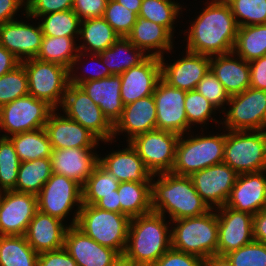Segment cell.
Listing matches in <instances>:
<instances>
[{
	"label": "cell",
	"mask_w": 266,
	"mask_h": 266,
	"mask_svg": "<svg viewBox=\"0 0 266 266\" xmlns=\"http://www.w3.org/2000/svg\"><path fill=\"white\" fill-rule=\"evenodd\" d=\"M203 5L201 12L188 20L187 29L178 31L184 36V47L180 48L210 57L233 52L238 25L229 4L225 0H205Z\"/></svg>",
	"instance_id": "cell-1"
},
{
	"label": "cell",
	"mask_w": 266,
	"mask_h": 266,
	"mask_svg": "<svg viewBox=\"0 0 266 266\" xmlns=\"http://www.w3.org/2000/svg\"><path fill=\"white\" fill-rule=\"evenodd\" d=\"M151 209L170 221L198 217L211 210L197 193L190 176L171 172L152 175Z\"/></svg>",
	"instance_id": "cell-2"
},
{
	"label": "cell",
	"mask_w": 266,
	"mask_h": 266,
	"mask_svg": "<svg viewBox=\"0 0 266 266\" xmlns=\"http://www.w3.org/2000/svg\"><path fill=\"white\" fill-rule=\"evenodd\" d=\"M171 248V221L150 212L131 218L123 256L140 266H152Z\"/></svg>",
	"instance_id": "cell-3"
},
{
	"label": "cell",
	"mask_w": 266,
	"mask_h": 266,
	"mask_svg": "<svg viewBox=\"0 0 266 266\" xmlns=\"http://www.w3.org/2000/svg\"><path fill=\"white\" fill-rule=\"evenodd\" d=\"M215 129L220 131L214 132L212 128L210 132L207 129H200L198 132L197 129H194L180 135L171 173L191 176L199 170L222 163L226 130L220 127Z\"/></svg>",
	"instance_id": "cell-4"
},
{
	"label": "cell",
	"mask_w": 266,
	"mask_h": 266,
	"mask_svg": "<svg viewBox=\"0 0 266 266\" xmlns=\"http://www.w3.org/2000/svg\"><path fill=\"white\" fill-rule=\"evenodd\" d=\"M218 216L216 209L198 217L171 221V247L203 260L217 255Z\"/></svg>",
	"instance_id": "cell-5"
},
{
	"label": "cell",
	"mask_w": 266,
	"mask_h": 266,
	"mask_svg": "<svg viewBox=\"0 0 266 266\" xmlns=\"http://www.w3.org/2000/svg\"><path fill=\"white\" fill-rule=\"evenodd\" d=\"M130 221L131 218L125 214L82 204L75 226L97 243L112 248L123 256Z\"/></svg>",
	"instance_id": "cell-6"
},
{
	"label": "cell",
	"mask_w": 266,
	"mask_h": 266,
	"mask_svg": "<svg viewBox=\"0 0 266 266\" xmlns=\"http://www.w3.org/2000/svg\"><path fill=\"white\" fill-rule=\"evenodd\" d=\"M82 190L77 181L53 173L37 194L38 210L62 220L68 226H75L83 204Z\"/></svg>",
	"instance_id": "cell-7"
},
{
	"label": "cell",
	"mask_w": 266,
	"mask_h": 266,
	"mask_svg": "<svg viewBox=\"0 0 266 266\" xmlns=\"http://www.w3.org/2000/svg\"><path fill=\"white\" fill-rule=\"evenodd\" d=\"M223 162L237 174L266 170V130H226Z\"/></svg>",
	"instance_id": "cell-8"
},
{
	"label": "cell",
	"mask_w": 266,
	"mask_h": 266,
	"mask_svg": "<svg viewBox=\"0 0 266 266\" xmlns=\"http://www.w3.org/2000/svg\"><path fill=\"white\" fill-rule=\"evenodd\" d=\"M221 117L220 125L225 130H266V90L249 87L230 96Z\"/></svg>",
	"instance_id": "cell-9"
},
{
	"label": "cell",
	"mask_w": 266,
	"mask_h": 266,
	"mask_svg": "<svg viewBox=\"0 0 266 266\" xmlns=\"http://www.w3.org/2000/svg\"><path fill=\"white\" fill-rule=\"evenodd\" d=\"M28 76L29 94L59 109L69 84V69L36 58L21 62Z\"/></svg>",
	"instance_id": "cell-10"
},
{
	"label": "cell",
	"mask_w": 266,
	"mask_h": 266,
	"mask_svg": "<svg viewBox=\"0 0 266 266\" xmlns=\"http://www.w3.org/2000/svg\"><path fill=\"white\" fill-rule=\"evenodd\" d=\"M55 109L28 94L0 107V136L10 137L45 127Z\"/></svg>",
	"instance_id": "cell-11"
},
{
	"label": "cell",
	"mask_w": 266,
	"mask_h": 266,
	"mask_svg": "<svg viewBox=\"0 0 266 266\" xmlns=\"http://www.w3.org/2000/svg\"><path fill=\"white\" fill-rule=\"evenodd\" d=\"M58 110L63 112L67 118L88 129L104 145L115 143L112 141L113 125L80 86L68 84L64 100Z\"/></svg>",
	"instance_id": "cell-12"
},
{
	"label": "cell",
	"mask_w": 266,
	"mask_h": 266,
	"mask_svg": "<svg viewBox=\"0 0 266 266\" xmlns=\"http://www.w3.org/2000/svg\"><path fill=\"white\" fill-rule=\"evenodd\" d=\"M180 135L154 129L139 134L129 141L143 160L145 167L153 174L171 172Z\"/></svg>",
	"instance_id": "cell-13"
},
{
	"label": "cell",
	"mask_w": 266,
	"mask_h": 266,
	"mask_svg": "<svg viewBox=\"0 0 266 266\" xmlns=\"http://www.w3.org/2000/svg\"><path fill=\"white\" fill-rule=\"evenodd\" d=\"M176 51L177 49H173L165 56L160 57L161 79L169 86L177 89L195 90L197 84L210 69V56L182 49L181 55L180 53L178 55L179 57L175 59V56H172L174 59L170 60V56ZM165 57H169V60L168 58L166 60Z\"/></svg>",
	"instance_id": "cell-14"
},
{
	"label": "cell",
	"mask_w": 266,
	"mask_h": 266,
	"mask_svg": "<svg viewBox=\"0 0 266 266\" xmlns=\"http://www.w3.org/2000/svg\"><path fill=\"white\" fill-rule=\"evenodd\" d=\"M186 91L169 86L160 79L154 90L156 129L178 135L193 129L189 126L184 108Z\"/></svg>",
	"instance_id": "cell-15"
},
{
	"label": "cell",
	"mask_w": 266,
	"mask_h": 266,
	"mask_svg": "<svg viewBox=\"0 0 266 266\" xmlns=\"http://www.w3.org/2000/svg\"><path fill=\"white\" fill-rule=\"evenodd\" d=\"M43 37L44 35L37 19L27 14L21 20L16 19L0 26V46L11 52L21 62L36 58Z\"/></svg>",
	"instance_id": "cell-16"
},
{
	"label": "cell",
	"mask_w": 266,
	"mask_h": 266,
	"mask_svg": "<svg viewBox=\"0 0 266 266\" xmlns=\"http://www.w3.org/2000/svg\"><path fill=\"white\" fill-rule=\"evenodd\" d=\"M238 174L222 162L193 173L194 188L210 209L223 207L235 185Z\"/></svg>",
	"instance_id": "cell-17"
},
{
	"label": "cell",
	"mask_w": 266,
	"mask_h": 266,
	"mask_svg": "<svg viewBox=\"0 0 266 266\" xmlns=\"http://www.w3.org/2000/svg\"><path fill=\"white\" fill-rule=\"evenodd\" d=\"M37 211V195L0 192V235H25Z\"/></svg>",
	"instance_id": "cell-18"
},
{
	"label": "cell",
	"mask_w": 266,
	"mask_h": 266,
	"mask_svg": "<svg viewBox=\"0 0 266 266\" xmlns=\"http://www.w3.org/2000/svg\"><path fill=\"white\" fill-rule=\"evenodd\" d=\"M218 216L217 255L238 250L254 240L253 215L224 205L216 209Z\"/></svg>",
	"instance_id": "cell-19"
},
{
	"label": "cell",
	"mask_w": 266,
	"mask_h": 266,
	"mask_svg": "<svg viewBox=\"0 0 266 266\" xmlns=\"http://www.w3.org/2000/svg\"><path fill=\"white\" fill-rule=\"evenodd\" d=\"M52 149L100 148L102 142L80 123L55 109L45 124ZM101 143V145H100Z\"/></svg>",
	"instance_id": "cell-20"
},
{
	"label": "cell",
	"mask_w": 266,
	"mask_h": 266,
	"mask_svg": "<svg viewBox=\"0 0 266 266\" xmlns=\"http://www.w3.org/2000/svg\"><path fill=\"white\" fill-rule=\"evenodd\" d=\"M127 144V145H125ZM111 149L104 155L99 153V164L117 181L121 182H138L141 184H151L152 173L145 167L143 160L138 156L137 151L129 142L122 144L124 148ZM120 148V149H119Z\"/></svg>",
	"instance_id": "cell-21"
},
{
	"label": "cell",
	"mask_w": 266,
	"mask_h": 266,
	"mask_svg": "<svg viewBox=\"0 0 266 266\" xmlns=\"http://www.w3.org/2000/svg\"><path fill=\"white\" fill-rule=\"evenodd\" d=\"M120 76V92L124 105L153 95L161 79L160 58L147 56L140 64L124 71Z\"/></svg>",
	"instance_id": "cell-22"
},
{
	"label": "cell",
	"mask_w": 266,
	"mask_h": 266,
	"mask_svg": "<svg viewBox=\"0 0 266 266\" xmlns=\"http://www.w3.org/2000/svg\"><path fill=\"white\" fill-rule=\"evenodd\" d=\"M64 249L77 266H112L121 256L116 250L97 243L76 226L67 228Z\"/></svg>",
	"instance_id": "cell-23"
},
{
	"label": "cell",
	"mask_w": 266,
	"mask_h": 266,
	"mask_svg": "<svg viewBox=\"0 0 266 266\" xmlns=\"http://www.w3.org/2000/svg\"><path fill=\"white\" fill-rule=\"evenodd\" d=\"M225 205L253 216L266 209V170L238 174Z\"/></svg>",
	"instance_id": "cell-24"
},
{
	"label": "cell",
	"mask_w": 266,
	"mask_h": 266,
	"mask_svg": "<svg viewBox=\"0 0 266 266\" xmlns=\"http://www.w3.org/2000/svg\"><path fill=\"white\" fill-rule=\"evenodd\" d=\"M154 129H156V105L154 96L150 95L124 105L121 118L113 126L112 141L117 142L123 135L126 138V141H123L127 143L135 136Z\"/></svg>",
	"instance_id": "cell-25"
},
{
	"label": "cell",
	"mask_w": 266,
	"mask_h": 266,
	"mask_svg": "<svg viewBox=\"0 0 266 266\" xmlns=\"http://www.w3.org/2000/svg\"><path fill=\"white\" fill-rule=\"evenodd\" d=\"M98 148L52 149L53 173L64 175L84 185L99 163Z\"/></svg>",
	"instance_id": "cell-26"
},
{
	"label": "cell",
	"mask_w": 266,
	"mask_h": 266,
	"mask_svg": "<svg viewBox=\"0 0 266 266\" xmlns=\"http://www.w3.org/2000/svg\"><path fill=\"white\" fill-rule=\"evenodd\" d=\"M69 226L62 220L42 213L39 210L28 225L25 238L39 254L64 247V238Z\"/></svg>",
	"instance_id": "cell-27"
},
{
	"label": "cell",
	"mask_w": 266,
	"mask_h": 266,
	"mask_svg": "<svg viewBox=\"0 0 266 266\" xmlns=\"http://www.w3.org/2000/svg\"><path fill=\"white\" fill-rule=\"evenodd\" d=\"M210 70L222 83L229 96L242 93L250 87L249 62L234 51L210 57Z\"/></svg>",
	"instance_id": "cell-28"
},
{
	"label": "cell",
	"mask_w": 266,
	"mask_h": 266,
	"mask_svg": "<svg viewBox=\"0 0 266 266\" xmlns=\"http://www.w3.org/2000/svg\"><path fill=\"white\" fill-rule=\"evenodd\" d=\"M147 56L162 57L175 48V38L164 26L141 17L137 18L126 37Z\"/></svg>",
	"instance_id": "cell-29"
},
{
	"label": "cell",
	"mask_w": 266,
	"mask_h": 266,
	"mask_svg": "<svg viewBox=\"0 0 266 266\" xmlns=\"http://www.w3.org/2000/svg\"><path fill=\"white\" fill-rule=\"evenodd\" d=\"M100 107L104 116L114 126L121 118L124 104L121 98V76L111 75L99 80L87 81L79 85Z\"/></svg>",
	"instance_id": "cell-30"
},
{
	"label": "cell",
	"mask_w": 266,
	"mask_h": 266,
	"mask_svg": "<svg viewBox=\"0 0 266 266\" xmlns=\"http://www.w3.org/2000/svg\"><path fill=\"white\" fill-rule=\"evenodd\" d=\"M119 37L103 17L84 19L80 22L78 50L100 54L112 46Z\"/></svg>",
	"instance_id": "cell-31"
},
{
	"label": "cell",
	"mask_w": 266,
	"mask_h": 266,
	"mask_svg": "<svg viewBox=\"0 0 266 266\" xmlns=\"http://www.w3.org/2000/svg\"><path fill=\"white\" fill-rule=\"evenodd\" d=\"M101 60L111 75H120L124 71L140 64L147 55L126 37L118 40L100 53Z\"/></svg>",
	"instance_id": "cell-32"
},
{
	"label": "cell",
	"mask_w": 266,
	"mask_h": 266,
	"mask_svg": "<svg viewBox=\"0 0 266 266\" xmlns=\"http://www.w3.org/2000/svg\"><path fill=\"white\" fill-rule=\"evenodd\" d=\"M183 6L177 0H142L138 17L164 26L176 38L175 28L181 16L184 18L182 14L187 8V5Z\"/></svg>",
	"instance_id": "cell-33"
},
{
	"label": "cell",
	"mask_w": 266,
	"mask_h": 266,
	"mask_svg": "<svg viewBox=\"0 0 266 266\" xmlns=\"http://www.w3.org/2000/svg\"><path fill=\"white\" fill-rule=\"evenodd\" d=\"M120 202V214L130 218L152 212L151 184L121 182L117 190Z\"/></svg>",
	"instance_id": "cell-34"
},
{
	"label": "cell",
	"mask_w": 266,
	"mask_h": 266,
	"mask_svg": "<svg viewBox=\"0 0 266 266\" xmlns=\"http://www.w3.org/2000/svg\"><path fill=\"white\" fill-rule=\"evenodd\" d=\"M21 162L50 158L52 147L45 128L8 137Z\"/></svg>",
	"instance_id": "cell-35"
},
{
	"label": "cell",
	"mask_w": 266,
	"mask_h": 266,
	"mask_svg": "<svg viewBox=\"0 0 266 266\" xmlns=\"http://www.w3.org/2000/svg\"><path fill=\"white\" fill-rule=\"evenodd\" d=\"M0 266H38V253L24 235H0Z\"/></svg>",
	"instance_id": "cell-36"
},
{
	"label": "cell",
	"mask_w": 266,
	"mask_h": 266,
	"mask_svg": "<svg viewBox=\"0 0 266 266\" xmlns=\"http://www.w3.org/2000/svg\"><path fill=\"white\" fill-rule=\"evenodd\" d=\"M52 174L51 158L21 162L13 191L37 195Z\"/></svg>",
	"instance_id": "cell-37"
},
{
	"label": "cell",
	"mask_w": 266,
	"mask_h": 266,
	"mask_svg": "<svg viewBox=\"0 0 266 266\" xmlns=\"http://www.w3.org/2000/svg\"><path fill=\"white\" fill-rule=\"evenodd\" d=\"M184 108L186 111L188 124L191 128L195 129L198 127L197 130L198 129L209 130L208 124L210 122H211L210 124H212L210 126L212 127L214 126V128L220 127L221 112H219V110L208 99L202 96L196 89L186 91ZM218 113L219 115H217Z\"/></svg>",
	"instance_id": "cell-38"
},
{
	"label": "cell",
	"mask_w": 266,
	"mask_h": 266,
	"mask_svg": "<svg viewBox=\"0 0 266 266\" xmlns=\"http://www.w3.org/2000/svg\"><path fill=\"white\" fill-rule=\"evenodd\" d=\"M78 38L44 36L36 59L71 68L78 50Z\"/></svg>",
	"instance_id": "cell-39"
},
{
	"label": "cell",
	"mask_w": 266,
	"mask_h": 266,
	"mask_svg": "<svg viewBox=\"0 0 266 266\" xmlns=\"http://www.w3.org/2000/svg\"><path fill=\"white\" fill-rule=\"evenodd\" d=\"M233 51L247 62L266 55V24L238 27Z\"/></svg>",
	"instance_id": "cell-40"
},
{
	"label": "cell",
	"mask_w": 266,
	"mask_h": 266,
	"mask_svg": "<svg viewBox=\"0 0 266 266\" xmlns=\"http://www.w3.org/2000/svg\"><path fill=\"white\" fill-rule=\"evenodd\" d=\"M90 62H92L91 65ZM108 76H111L108 68L102 62L101 55L96 53L79 51L69 69V83L75 86H79L87 81L103 79Z\"/></svg>",
	"instance_id": "cell-41"
},
{
	"label": "cell",
	"mask_w": 266,
	"mask_h": 266,
	"mask_svg": "<svg viewBox=\"0 0 266 266\" xmlns=\"http://www.w3.org/2000/svg\"><path fill=\"white\" fill-rule=\"evenodd\" d=\"M37 20L44 36L79 38L81 20L72 9L42 15Z\"/></svg>",
	"instance_id": "cell-42"
},
{
	"label": "cell",
	"mask_w": 266,
	"mask_h": 266,
	"mask_svg": "<svg viewBox=\"0 0 266 266\" xmlns=\"http://www.w3.org/2000/svg\"><path fill=\"white\" fill-rule=\"evenodd\" d=\"M119 183L112 174L98 163L82 186L83 204L94 205L105 195L114 194V191L118 190Z\"/></svg>",
	"instance_id": "cell-43"
},
{
	"label": "cell",
	"mask_w": 266,
	"mask_h": 266,
	"mask_svg": "<svg viewBox=\"0 0 266 266\" xmlns=\"http://www.w3.org/2000/svg\"><path fill=\"white\" fill-rule=\"evenodd\" d=\"M20 163L11 140L0 136V192L15 189Z\"/></svg>",
	"instance_id": "cell-44"
},
{
	"label": "cell",
	"mask_w": 266,
	"mask_h": 266,
	"mask_svg": "<svg viewBox=\"0 0 266 266\" xmlns=\"http://www.w3.org/2000/svg\"><path fill=\"white\" fill-rule=\"evenodd\" d=\"M240 26L266 24V0H225Z\"/></svg>",
	"instance_id": "cell-45"
},
{
	"label": "cell",
	"mask_w": 266,
	"mask_h": 266,
	"mask_svg": "<svg viewBox=\"0 0 266 266\" xmlns=\"http://www.w3.org/2000/svg\"><path fill=\"white\" fill-rule=\"evenodd\" d=\"M28 94V76L22 64L0 76V107Z\"/></svg>",
	"instance_id": "cell-46"
},
{
	"label": "cell",
	"mask_w": 266,
	"mask_h": 266,
	"mask_svg": "<svg viewBox=\"0 0 266 266\" xmlns=\"http://www.w3.org/2000/svg\"><path fill=\"white\" fill-rule=\"evenodd\" d=\"M103 18L120 37H127L137 21L138 15L116 0H108Z\"/></svg>",
	"instance_id": "cell-47"
},
{
	"label": "cell",
	"mask_w": 266,
	"mask_h": 266,
	"mask_svg": "<svg viewBox=\"0 0 266 266\" xmlns=\"http://www.w3.org/2000/svg\"><path fill=\"white\" fill-rule=\"evenodd\" d=\"M225 257L232 266H266V244L253 240Z\"/></svg>",
	"instance_id": "cell-48"
},
{
	"label": "cell",
	"mask_w": 266,
	"mask_h": 266,
	"mask_svg": "<svg viewBox=\"0 0 266 266\" xmlns=\"http://www.w3.org/2000/svg\"><path fill=\"white\" fill-rule=\"evenodd\" d=\"M196 90L208 99L219 112H222L229 102L230 96L226 93L222 83L210 69L197 84Z\"/></svg>",
	"instance_id": "cell-49"
},
{
	"label": "cell",
	"mask_w": 266,
	"mask_h": 266,
	"mask_svg": "<svg viewBox=\"0 0 266 266\" xmlns=\"http://www.w3.org/2000/svg\"><path fill=\"white\" fill-rule=\"evenodd\" d=\"M74 0H26V14L34 19L53 12L71 10Z\"/></svg>",
	"instance_id": "cell-50"
},
{
	"label": "cell",
	"mask_w": 266,
	"mask_h": 266,
	"mask_svg": "<svg viewBox=\"0 0 266 266\" xmlns=\"http://www.w3.org/2000/svg\"><path fill=\"white\" fill-rule=\"evenodd\" d=\"M202 264V258L171 247L152 266H202Z\"/></svg>",
	"instance_id": "cell-51"
},
{
	"label": "cell",
	"mask_w": 266,
	"mask_h": 266,
	"mask_svg": "<svg viewBox=\"0 0 266 266\" xmlns=\"http://www.w3.org/2000/svg\"><path fill=\"white\" fill-rule=\"evenodd\" d=\"M108 0H74L73 12L80 20L103 17Z\"/></svg>",
	"instance_id": "cell-52"
},
{
	"label": "cell",
	"mask_w": 266,
	"mask_h": 266,
	"mask_svg": "<svg viewBox=\"0 0 266 266\" xmlns=\"http://www.w3.org/2000/svg\"><path fill=\"white\" fill-rule=\"evenodd\" d=\"M38 266H77L75 260L63 248L38 254Z\"/></svg>",
	"instance_id": "cell-53"
},
{
	"label": "cell",
	"mask_w": 266,
	"mask_h": 266,
	"mask_svg": "<svg viewBox=\"0 0 266 266\" xmlns=\"http://www.w3.org/2000/svg\"><path fill=\"white\" fill-rule=\"evenodd\" d=\"M20 15H26V0H0V26L20 18Z\"/></svg>",
	"instance_id": "cell-54"
},
{
	"label": "cell",
	"mask_w": 266,
	"mask_h": 266,
	"mask_svg": "<svg viewBox=\"0 0 266 266\" xmlns=\"http://www.w3.org/2000/svg\"><path fill=\"white\" fill-rule=\"evenodd\" d=\"M250 87L266 90V55L249 62Z\"/></svg>",
	"instance_id": "cell-55"
},
{
	"label": "cell",
	"mask_w": 266,
	"mask_h": 266,
	"mask_svg": "<svg viewBox=\"0 0 266 266\" xmlns=\"http://www.w3.org/2000/svg\"><path fill=\"white\" fill-rule=\"evenodd\" d=\"M254 240L266 244V209L253 216Z\"/></svg>",
	"instance_id": "cell-56"
},
{
	"label": "cell",
	"mask_w": 266,
	"mask_h": 266,
	"mask_svg": "<svg viewBox=\"0 0 266 266\" xmlns=\"http://www.w3.org/2000/svg\"><path fill=\"white\" fill-rule=\"evenodd\" d=\"M21 61L4 47L0 46V76L15 69Z\"/></svg>",
	"instance_id": "cell-57"
},
{
	"label": "cell",
	"mask_w": 266,
	"mask_h": 266,
	"mask_svg": "<svg viewBox=\"0 0 266 266\" xmlns=\"http://www.w3.org/2000/svg\"><path fill=\"white\" fill-rule=\"evenodd\" d=\"M118 196L119 194L117 190H115L114 194L105 195L104 198L98 200L94 205L106 211L120 213V202Z\"/></svg>",
	"instance_id": "cell-58"
},
{
	"label": "cell",
	"mask_w": 266,
	"mask_h": 266,
	"mask_svg": "<svg viewBox=\"0 0 266 266\" xmlns=\"http://www.w3.org/2000/svg\"><path fill=\"white\" fill-rule=\"evenodd\" d=\"M202 266H232L225 256L213 255L203 260Z\"/></svg>",
	"instance_id": "cell-59"
},
{
	"label": "cell",
	"mask_w": 266,
	"mask_h": 266,
	"mask_svg": "<svg viewBox=\"0 0 266 266\" xmlns=\"http://www.w3.org/2000/svg\"><path fill=\"white\" fill-rule=\"evenodd\" d=\"M119 4H122L127 9L134 11L137 15L139 14L142 0H116Z\"/></svg>",
	"instance_id": "cell-60"
},
{
	"label": "cell",
	"mask_w": 266,
	"mask_h": 266,
	"mask_svg": "<svg viewBox=\"0 0 266 266\" xmlns=\"http://www.w3.org/2000/svg\"><path fill=\"white\" fill-rule=\"evenodd\" d=\"M112 266H140V265H137L134 262L126 259L124 256H120Z\"/></svg>",
	"instance_id": "cell-61"
}]
</instances>
